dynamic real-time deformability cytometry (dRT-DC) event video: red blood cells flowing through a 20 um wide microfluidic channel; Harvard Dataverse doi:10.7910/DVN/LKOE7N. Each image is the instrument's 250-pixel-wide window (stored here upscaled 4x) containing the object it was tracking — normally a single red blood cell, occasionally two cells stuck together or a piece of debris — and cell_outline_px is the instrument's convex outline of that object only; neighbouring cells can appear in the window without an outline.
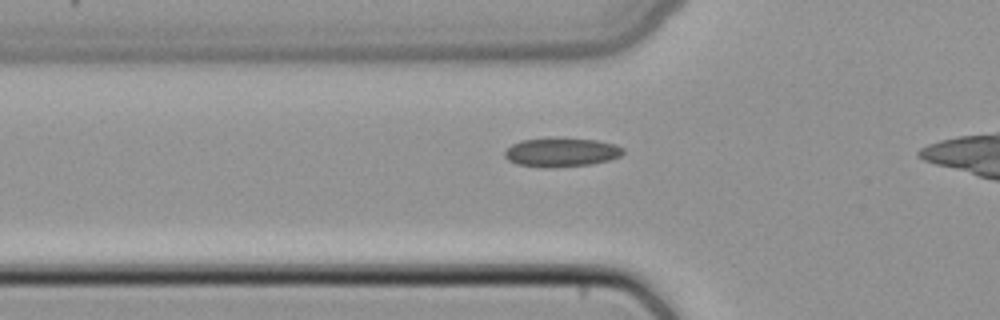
{"species": "common noctule bat (a hibernating species)", "species_latin": "Nyctalus noctula", "temperature_condition": "cold", "stored_images_in_passage": 31, "camera_frame_rate_fps": 3000, "um_per_image_px": 0.085, "animal": {"sex": "female", "body_mass_g": 22.7, "forearm_length_mm": 54.2}, "frame": {"image": 1, "passage_image": 5, "time_ms": 1.333, "image_size_px": [1000, 320], "cell_outline_px": [[624, 152], [620, 156], [608, 160], [592, 164], [556, 168], [540, 168], [516, 164], [508, 160], [504, 156], [504, 152], [512, 144], [520, 140], [556, 136], [596, 140], [616, 144], [624, 148]], "centroid_in_image_um": [47.69, 12.93], "position_along_channel_um": 78.1, "area_um2": 20.69}}
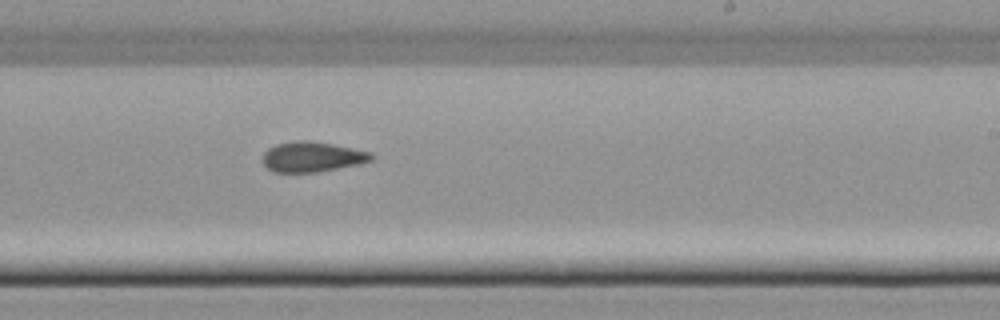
{"frame": {"image": 2, "passage_image": 18, "time_ms": 5.667, "image_size_px": [1000, 320], "cell_outline_px": [[376, 156], [372, 160], [360, 164], [316, 172], [272, 172], [260, 160], [264, 152], [268, 148], [276, 144], [296, 140], [308, 140], [332, 144], [372, 152]], "centroid_in_image_um": [26.52, 13.33], "position_along_channel_um": 262.5, "area_um2": 19.31}}
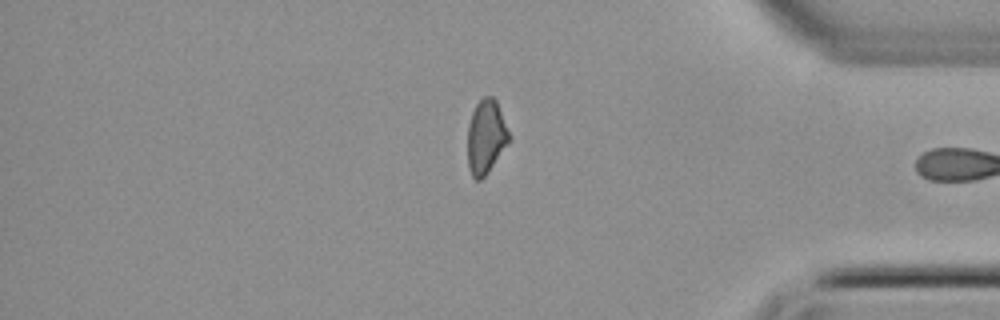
{"frame": {"image": 3, "passage_image": 29, "time_ms": 9.333, "image_size_px": [1000, 320], "cell_outline_px": [[512, 140], [488, 172], [480, 180], [476, 180], [472, 176], [468, 168], [468, 124], [472, 112], [476, 104], [484, 96], [492, 96], [496, 100], [512, 136]], "centroid_in_image_um": [41.34, 11.63], "position_along_channel_um": 393.9, "area_um2": 18.21}}